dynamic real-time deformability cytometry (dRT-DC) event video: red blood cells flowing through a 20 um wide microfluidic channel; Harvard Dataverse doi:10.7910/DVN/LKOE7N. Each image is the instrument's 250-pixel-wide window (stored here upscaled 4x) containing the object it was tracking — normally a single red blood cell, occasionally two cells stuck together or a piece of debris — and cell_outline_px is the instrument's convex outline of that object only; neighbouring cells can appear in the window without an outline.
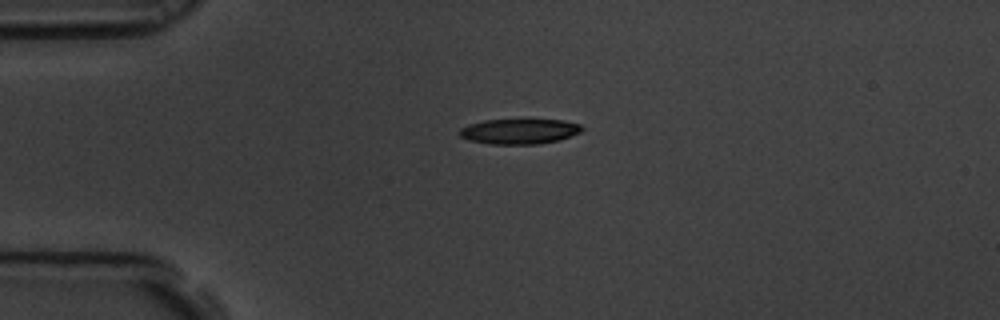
{"species": "common noctule bat (a hibernating species)", "species_latin": "Nyctalus noctula", "temperature_condition": "room temperature", "stored_images_in_passage": 45, "camera_frame_rate_fps": 3000, "um_per_image_px": 0.085, "animal": {"sex": "male", "body_mass_g": 19.5, "forearm_length_mm": 54.6}, "frame": {"image": 1, "passage_image": 1, "time_ms": 0.0, "image_size_px": [1000, 320], "cell_outline_px": [[584, 128], [580, 132], [556, 140], [536, 144], [492, 144], [472, 140], [460, 136], [460, 128], [472, 124], [488, 120], [560, 120], [580, 124]], "centroid_in_image_um": [44.16, 11.16], "position_along_channel_um": 40.8, "area_um2": 17.4}}
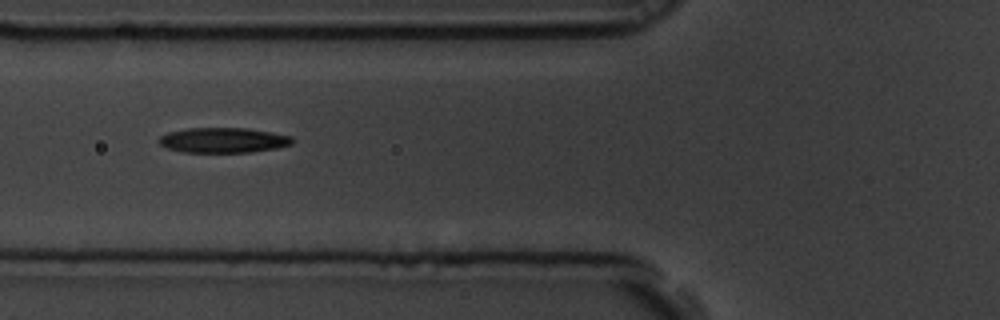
{"frame": {"image": 2, "passage_image": 9, "time_ms": 2.667, "image_size_px": [1000, 320], "cell_outline_px": [[292, 144], [276, 148], [248, 152], [184, 152], [168, 148], [160, 144], [160, 136], [168, 132], [188, 128], [244, 128], [292, 136]], "centroid_in_image_um": [18.96, 11.91], "position_along_channel_um": 106.8, "area_um2": 19.19}}
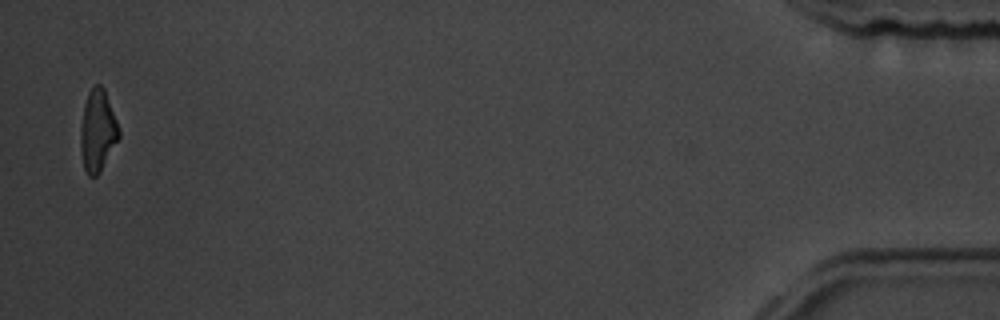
{"frame": {"image": 3, "passage_image": 44, "time_ms": 14.333, "image_size_px": [1000, 320], "cell_outline_px": [[120, 136], [100, 172], [96, 176], [88, 176], [84, 168], [80, 148], [80, 128], [84, 104], [88, 92], [96, 84], [100, 84], [104, 88], [116, 120], [120, 132]], "centroid_in_image_um": [8.28, 11.12], "position_along_channel_um": 426.9, "area_um2": 18.15}, "authors_computed_cell_mechanics": {"area_um2": 18.7272, "velocity_mm_per_s": 3.5193, "shape_relaxation_time_tau1_ms": 4.6359, "shape_relaxation_time_tau2_ms": 5.9868, "deformation_change_tau1": 0.1612, "deformation_change_tau2": 0.1694}}